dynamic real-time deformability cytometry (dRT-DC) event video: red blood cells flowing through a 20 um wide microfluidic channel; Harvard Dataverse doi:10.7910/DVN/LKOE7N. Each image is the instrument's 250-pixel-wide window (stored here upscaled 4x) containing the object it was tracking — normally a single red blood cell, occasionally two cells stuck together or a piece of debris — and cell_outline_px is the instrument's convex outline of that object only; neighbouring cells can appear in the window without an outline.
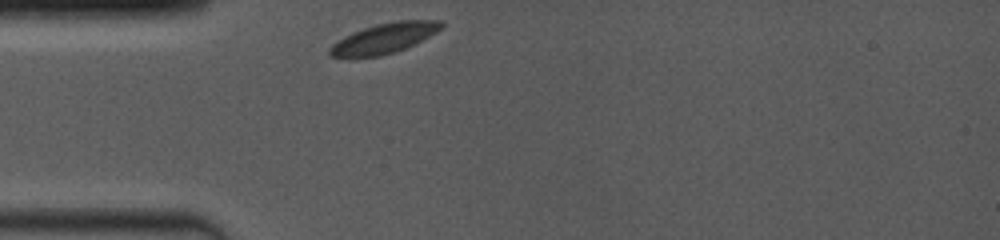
{"species": "common noctule bat (a hibernating species)", "species_latin": "Nyctalus noctula", "temperature_condition": "room temperature", "stored_images_in_passage": 35, "camera_frame_rate_fps": 4000, "um_per_image_px": 0.085, "animal": {"sex": "female", "body_mass_g": 19.0, "forearm_length_mm": 53.3}, "frame": {"image": 1, "passage_image": 1, "time_ms": 0.0, "image_size_px": [1000, 240], "cell_outline_px": [[444, 24], [436, 32], [404, 48], [380, 56], [328, 56], [328, 48], [332, 44], [344, 36], [352, 32], [376, 24], [396, 20], [444, 20]], "centroid_in_image_um": [32.64, 3.22], "position_along_channel_um": 52.4, "area_um2": 19.19}}
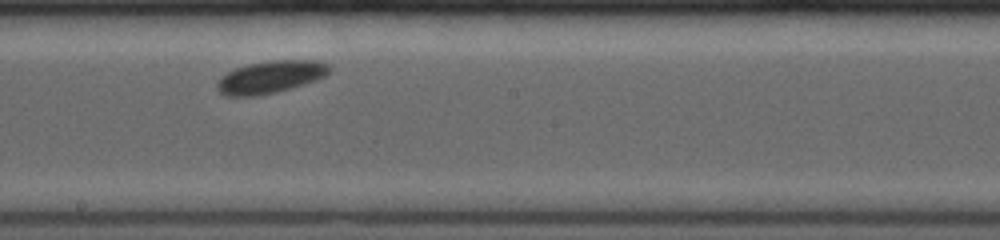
{"frame": {"image": 2, "passage_image": 16, "time_ms": 4.75, "image_size_px": [1000, 240], "cell_outline_px": [[328, 72], [324, 76], [316, 80], [276, 92], [256, 96], [228, 96], [220, 92], [216, 88], [216, 84], [220, 76], [236, 68], [248, 64], [272, 60], [312, 60], [328, 64]], "centroid_in_image_um": [22.93, 6.55], "position_along_channel_um": 225.3, "area_um2": 20.92}}
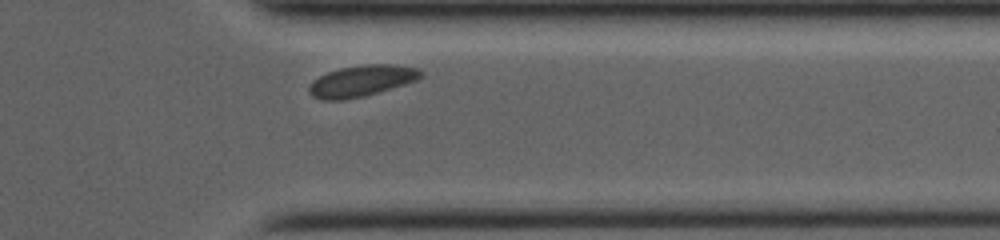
{"frame": {"image": 3, "passage_image": 31, "time_ms": 8.75, "image_size_px": [1000, 240], "cell_outline_px": [[424, 76], [416, 80], [404, 84], [364, 96], [340, 100], [320, 100], [312, 96], [308, 92], [308, 88], [312, 80], [328, 72], [340, 68], [364, 64], [392, 64], [416, 68], [424, 72]], "centroid_in_image_um": [30.71, 6.87], "position_along_channel_um": 380.7, "area_um2": 20.29}, "authors_computed_cell_mechanics": {"area_um2": 20.1722, "velocity_mm_per_s": 3.841, "shape_relaxation_time_tau1_ms": 3.593, "shape_relaxation_time_tau2_ms": null, "deformation_change_tau1": 0.0871, "deformation_change_tau2": null}}